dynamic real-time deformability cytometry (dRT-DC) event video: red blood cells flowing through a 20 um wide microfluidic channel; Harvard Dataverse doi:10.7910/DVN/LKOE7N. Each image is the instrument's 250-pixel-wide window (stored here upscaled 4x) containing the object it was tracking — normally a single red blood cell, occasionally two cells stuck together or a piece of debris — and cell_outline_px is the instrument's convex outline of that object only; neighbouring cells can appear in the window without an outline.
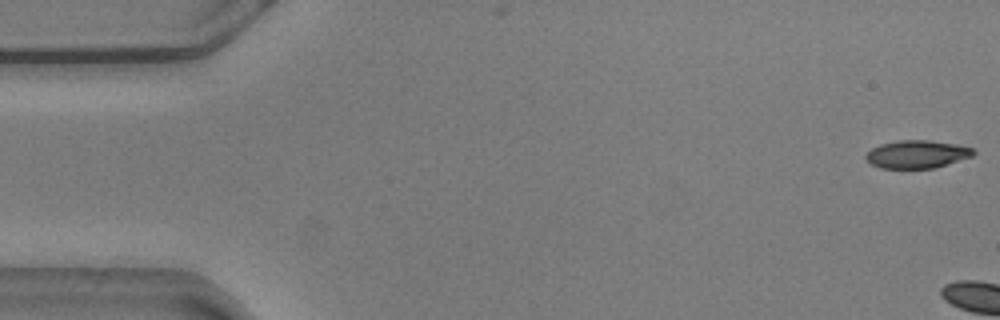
{"species": "common noctule bat (a hibernating species)", "species_latin": "Nyctalus noctula", "temperature_condition": "warm", "stored_images_in_passage": 4, "camera_frame_rate_fps": 3000, "um_per_image_px": 0.085, "animal": {"sex": "male", "body_mass_g": 20.5, "forearm_length_mm": 52.5}, "frame": {"image": 1, "passage_image": 1, "time_ms": 0.0, "image_size_px": [1000, 320], "cell_outline_px": [[976, 152], [972, 156], [936, 168], [880, 168], [872, 164], [864, 156], [872, 148], [880, 144], [896, 140], [928, 140], [956, 144], [972, 148]], "centroid_in_image_um": [77.94, 13.1], "position_along_channel_um": 7.1, "area_um2": 17.46}}